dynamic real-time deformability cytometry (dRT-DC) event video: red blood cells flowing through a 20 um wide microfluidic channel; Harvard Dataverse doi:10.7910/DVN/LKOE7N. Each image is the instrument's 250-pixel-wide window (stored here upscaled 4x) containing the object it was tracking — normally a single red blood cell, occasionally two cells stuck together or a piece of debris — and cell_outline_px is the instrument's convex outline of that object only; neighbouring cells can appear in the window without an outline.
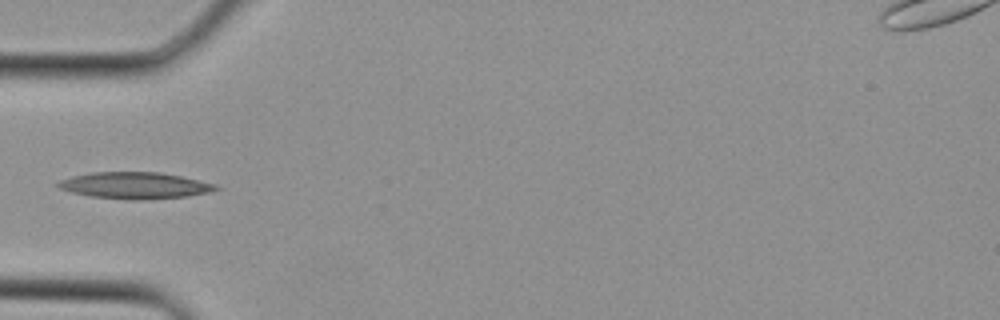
{"species": "Egyptian fruit bat (a non-hibernating species)", "species_latin": "Rousettus aegyptiacus", "temperature_condition": "cold", "stored_images_in_passage": 1, "camera_frame_rate_fps": 3000, "um_per_image_px": 0.085, "animal": {"sex": "female"}, "frame": {"image": 1, "passage_image": 1, "time_ms": 0.0, "image_size_px": [1000, 320], "cell_outline_px": [[220, 188], [208, 192], [188, 196], [144, 200], [132, 200], [92, 196], [72, 192], [60, 188], [56, 184], [60, 180], [72, 176], [92, 172], [160, 172], [180, 176], [216, 184]], "centroid_in_image_um": [11.47, 15.76], "position_along_channel_um": 73.5, "area_um2": 24.22}}